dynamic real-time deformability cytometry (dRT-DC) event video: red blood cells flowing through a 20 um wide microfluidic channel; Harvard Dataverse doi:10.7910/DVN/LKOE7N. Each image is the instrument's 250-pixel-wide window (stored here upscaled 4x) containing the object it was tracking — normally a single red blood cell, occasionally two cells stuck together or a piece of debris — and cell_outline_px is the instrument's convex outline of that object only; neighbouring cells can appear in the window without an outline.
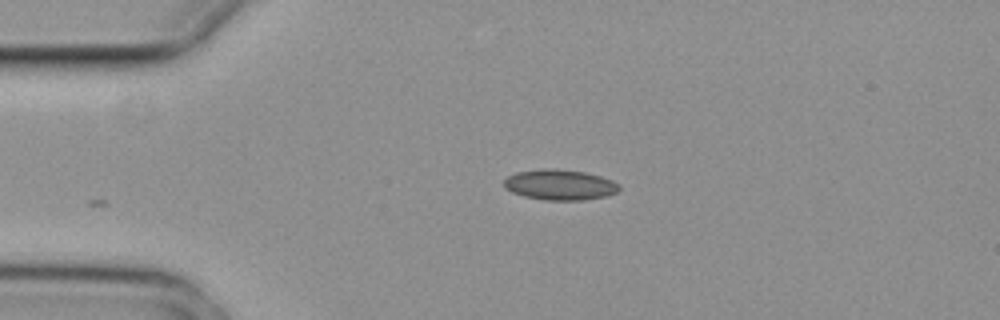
{"species": "common noctule bat (a hibernating species)", "species_latin": "Nyctalus noctula", "temperature_condition": "cold", "stored_images_in_passage": 3, "camera_frame_rate_fps": 3000, "um_per_image_px": 0.085, "animal": {"sex": "female", "body_mass_g": 29.2, "forearm_length_mm": 56.3}, "frame": {"image": 1, "passage_image": 3, "time_ms": 0.667, "image_size_px": [1000, 320], "cell_outline_px": [[620, 188], [616, 192], [608, 196], [584, 200], [544, 200], [524, 196], [512, 192], [504, 188], [504, 180], [508, 176], [516, 172], [544, 168], [556, 168], [584, 172], [600, 176], [612, 180], [620, 184]], "centroid_in_image_um": [47.59, 15.7], "position_along_channel_um": 37.4, "area_um2": 20.63}}